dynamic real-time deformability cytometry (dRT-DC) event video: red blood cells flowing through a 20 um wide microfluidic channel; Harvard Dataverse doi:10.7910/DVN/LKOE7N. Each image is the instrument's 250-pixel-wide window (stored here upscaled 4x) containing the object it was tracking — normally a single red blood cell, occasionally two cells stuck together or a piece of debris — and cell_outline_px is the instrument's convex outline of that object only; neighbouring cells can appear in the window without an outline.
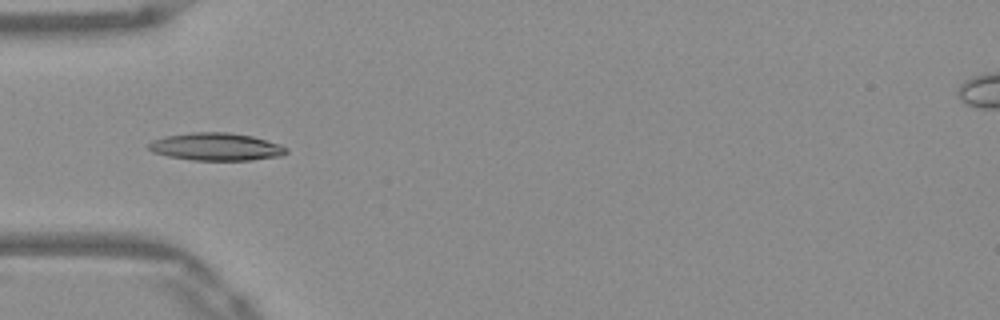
{"species": "Egyptian fruit bat (a non-hibernating species)", "species_latin": "Rousettus aegyptiacus", "temperature_condition": "warm", "stored_images_in_passage": 38, "camera_frame_rate_fps": 3000, "um_per_image_px": 0.085, "frame": {"image": 1, "passage_image": 3, "time_ms": 0.667, "image_size_px": [1000, 320], "cell_outline_px": [[288, 152], [280, 156], [252, 160], [192, 160], [168, 156], [152, 152], [148, 148], [148, 144], [152, 140], [164, 136], [192, 132], [228, 132], [252, 136], [280, 144], [288, 148]], "centroid_in_image_um": [18.36, 12.47], "position_along_channel_um": 66.6, "area_um2": 22.25}}
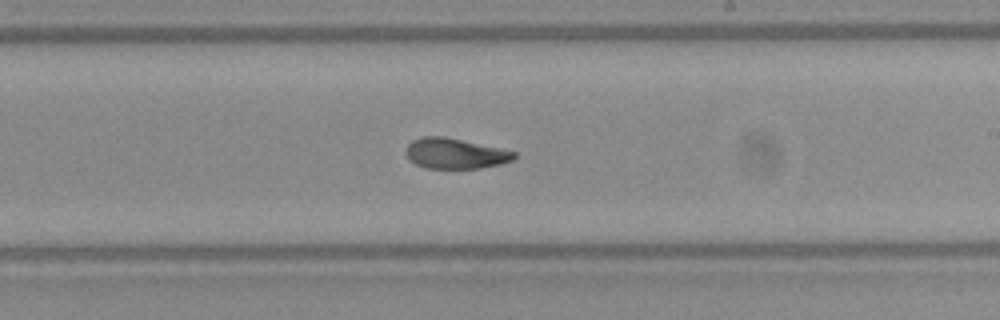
{"frame": {"image": 2, "passage_image": 17, "time_ms": 5.333, "image_size_px": [1000, 320], "cell_outline_px": [[516, 156], [512, 160], [500, 164], [480, 168], [424, 168], [416, 164], [404, 152], [408, 144], [412, 140], [424, 136], [444, 136], [516, 152]], "centroid_in_image_um": [38.66, 13.04], "position_along_channel_um": 250.3, "area_um2": 18.96}}
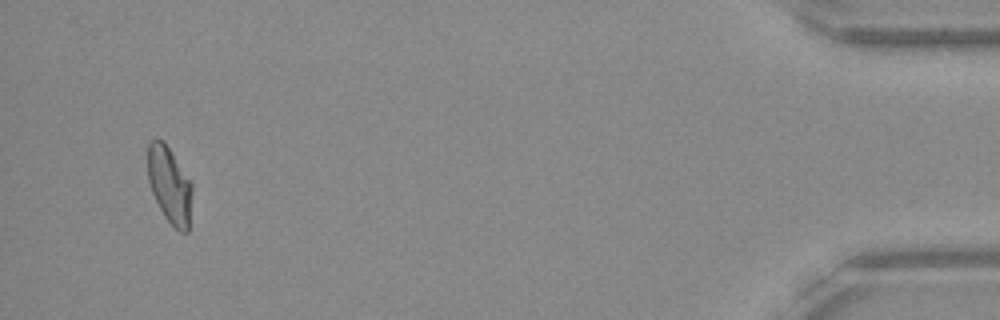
{"frame": {"image": 3, "passage_image": 36, "time_ms": 11.667, "image_size_px": [1000, 320], "cell_outline_px": [[192, 192], [188, 232], [180, 232], [164, 216], [152, 192], [148, 180], [148, 144], [152, 140], [164, 140], [192, 184]], "centroid_in_image_um": [14.41, 15.72], "position_along_channel_um": 420.8, "area_um2": 19.48}, "authors_computed_cell_mechanics": {"area_um2": 20.0855, "velocity_mm_per_s": 3.9277, "shape_relaxation_time_tau1_ms": 9.5425, "shape_relaxation_time_tau2_ms": 2.3186, "deformation_change_tau1": 0.253, "deformation_change_tau2": 0.0805}}